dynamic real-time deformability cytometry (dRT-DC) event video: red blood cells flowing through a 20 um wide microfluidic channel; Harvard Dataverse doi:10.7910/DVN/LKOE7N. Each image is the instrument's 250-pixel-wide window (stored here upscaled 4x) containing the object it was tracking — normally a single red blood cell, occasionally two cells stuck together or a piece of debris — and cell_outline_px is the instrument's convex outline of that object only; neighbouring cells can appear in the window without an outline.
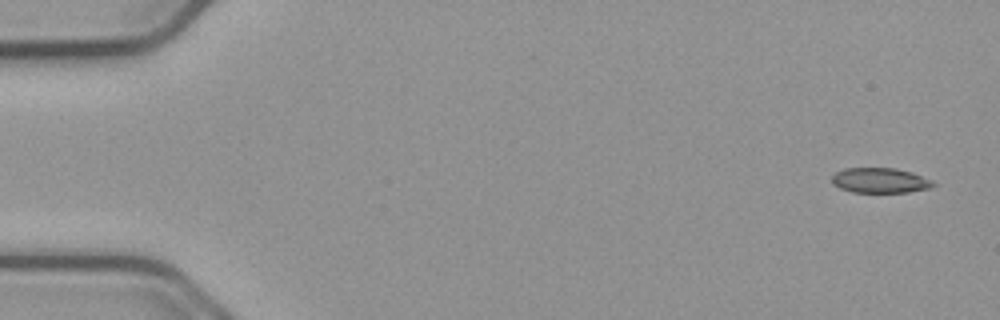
{"species": "common noctule bat (a hibernating species)", "species_latin": "Nyctalus noctula", "temperature_condition": "cold", "stored_images_in_passage": 54, "camera_frame_rate_fps": 3000, "um_per_image_px": 0.085, "animal": {"sex": "male", "body_mass_g": 23.1, "forearm_length_mm": 52.7}, "frame": {"image": 1, "passage_image": 1, "time_ms": 0.0, "image_size_px": [1000, 320], "cell_outline_px": [[936, 184], [932, 188], [908, 192], [852, 192], [840, 188], [832, 184], [832, 176], [836, 172], [844, 168], [896, 168], [912, 172], [932, 180]], "centroid_in_image_um": [74.82, 15.33], "position_along_channel_um": 10.2, "area_um2": 14.91}}
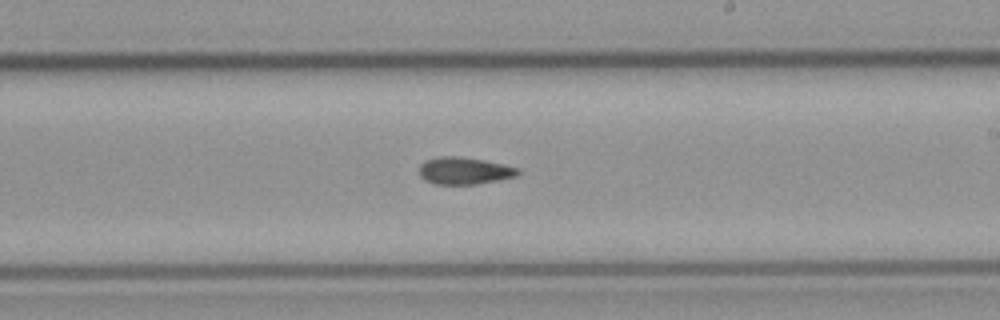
{"frame": {"image": 2, "passage_image": 31, "time_ms": 10.0, "image_size_px": [1000, 320], "cell_outline_px": [[520, 172], [516, 176], [476, 184], [432, 184], [424, 180], [420, 176], [420, 164], [424, 160], [440, 156], [460, 156], [484, 160], [504, 164], [520, 168]], "centroid_in_image_um": [39.44, 14.5], "position_along_channel_um": 249.6, "area_um2": 15.72}}
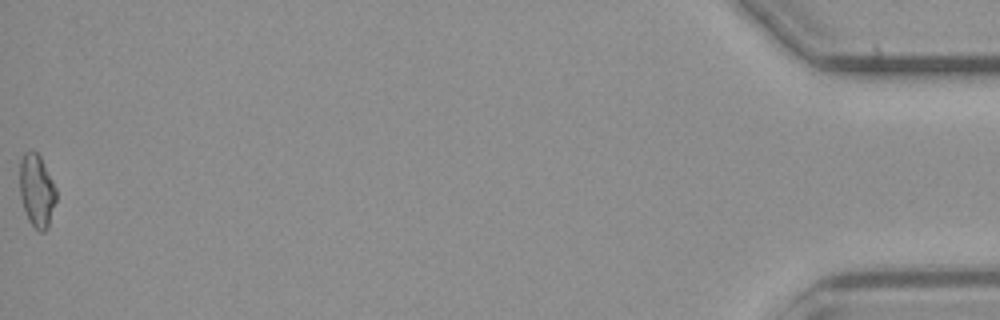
{"frame": {"image": 3, "passage_image": 54, "time_ms": 17.667, "image_size_px": [1000, 320], "cell_outline_px": [[56, 200], [48, 228], [44, 232], [40, 232], [28, 220], [20, 196], [20, 160], [24, 152], [32, 148], [40, 156], [56, 188]], "centroid_in_image_um": [3.12, 16.18], "position_along_channel_um": 432.1, "area_um2": 15.49}, "authors_computed_cell_mechanics": {"area_um2": 15.4615, "velocity_mm_per_s": 3.7548, "shape_relaxation_time_tau1_ms": null, "shape_relaxation_time_tau2_ms": 7.5205, "deformation_change_tau1": null, "deformation_change_tau2": 0.1378}}